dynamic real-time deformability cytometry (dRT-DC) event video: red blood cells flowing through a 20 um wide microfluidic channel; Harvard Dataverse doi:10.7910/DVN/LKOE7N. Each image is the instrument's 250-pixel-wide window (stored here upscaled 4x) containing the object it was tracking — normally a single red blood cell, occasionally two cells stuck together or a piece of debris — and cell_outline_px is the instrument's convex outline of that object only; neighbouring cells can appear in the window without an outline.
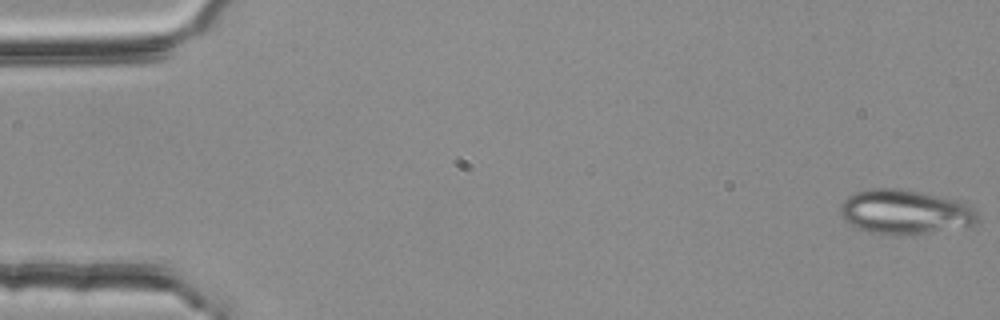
{"species": "common noctule bat (a hibernating species)", "species_latin": "Nyctalus noctula", "temperature_condition": "room temperature", "stored_images_in_passage": 54, "camera_frame_rate_fps": 3000, "um_per_image_px": 0.085, "animal": {"sex": "female", "body_mass_g": 25.1}, "frame": {"image": 1, "passage_image": 1, "time_ms": 0.0, "image_size_px": [1000, 320], "cell_outline_px": [[980, 220], [976, 224], [912, 236], [904, 236], [868, 232], [848, 224], [840, 216], [840, 204], [848, 196], [856, 192], [868, 188], [900, 188], [960, 200], [976, 208]], "centroid_in_image_um": [76.94, 18.02], "position_along_channel_um": 8.1, "area_um2": 36.36}}
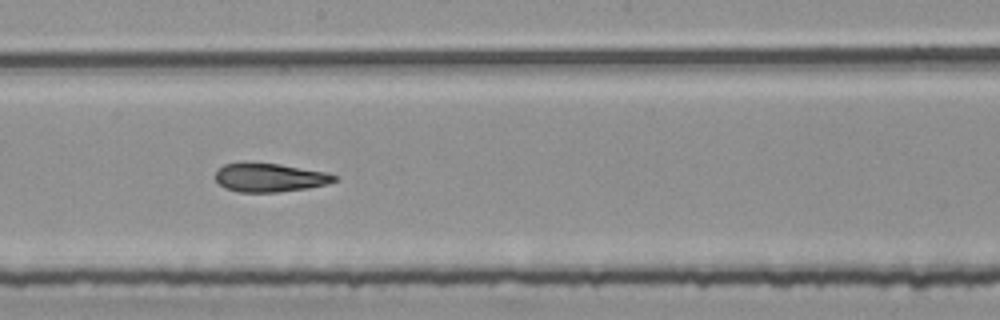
{"frame": {"image": 2, "passage_image": 30, "time_ms": 9.667, "image_size_px": [1000, 320], "cell_outline_px": [[340, 180], [328, 184], [308, 188], [276, 192], [240, 192], [224, 188], [216, 180], [216, 172], [224, 164], [280, 164], [324, 172], [340, 176]], "centroid_in_image_um": [23.0, 15.12], "position_along_channel_um": 225.2, "area_um2": 19.54}}
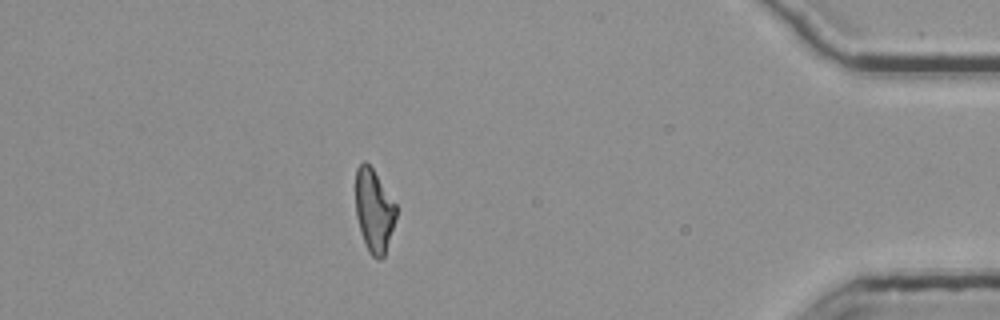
{"frame": {"image": 3, "passage_image": 48, "time_ms": 15.667, "image_size_px": [1000, 320], "cell_outline_px": [[396, 216], [384, 256], [380, 260], [376, 260], [368, 252], [360, 232], [356, 216], [356, 168], [364, 160], [372, 168], [396, 204]], "centroid_in_image_um": [31.77, 17.93], "position_along_channel_um": 403.4, "area_um2": 19.48}, "authors_computed_cell_mechanics": {"area_um2": 20.7502, "velocity_mm_per_s": 3.7807, "shape_relaxation_time_tau1_ms": 7.7788, "shape_relaxation_time_tau2_ms": 3.101, "deformation_change_tau1": 0.1939, "deformation_change_tau2": 0.1327}}